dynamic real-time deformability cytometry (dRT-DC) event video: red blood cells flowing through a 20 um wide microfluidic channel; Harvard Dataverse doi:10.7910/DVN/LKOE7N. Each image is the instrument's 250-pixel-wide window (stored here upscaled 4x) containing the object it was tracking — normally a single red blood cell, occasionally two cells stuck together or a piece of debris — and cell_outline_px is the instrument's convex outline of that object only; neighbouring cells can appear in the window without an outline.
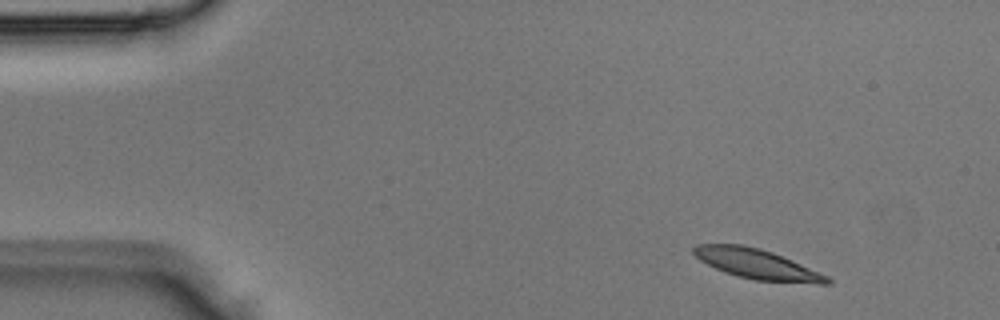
{"species": "Egyptian fruit bat (a non-hibernating species)", "species_latin": "Rousettus aegyptiacus", "temperature_condition": "room temperature", "stored_images_in_passage": 4, "segment_of_instrument_passage": [1, 2], "camera_frame_rate_fps": 3000, "um_per_image_px": 0.085, "animal": {"sex": "male"}, "frame": {"image": 1, "passage_image": 1, "time_ms": 0.0, "image_size_px": [1000, 320], "cell_outline_px": [[832, 284], [820, 284], [756, 280], [724, 272], [700, 260], [692, 252], [692, 248], [696, 244], [744, 244], [760, 248], [772, 252], [792, 260], [828, 276], [832, 280]], "centroid_in_image_um": [64.35, 22.44], "position_along_channel_um": 20.6, "area_um2": 23.18}}
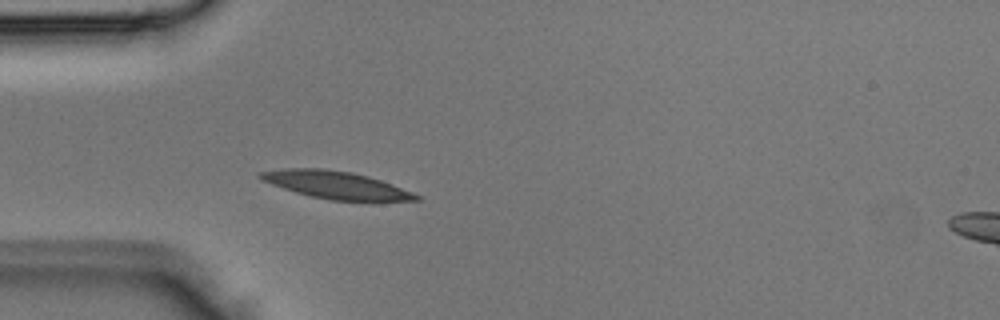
{"frame": {"image": 2, "passage_image": 3, "time_ms": 0.667, "image_size_px": [1000, 320], "cell_outline_px": [[420, 200], [376, 204], [372, 204], [328, 200], [296, 192], [260, 180], [256, 176], [260, 172], [284, 168], [320, 168], [352, 172], [368, 176], [380, 180], [412, 192], [420, 196]], "centroid_in_image_um": [28.67, 15.78], "position_along_channel_um": 56.3, "area_um2": 25.89}}